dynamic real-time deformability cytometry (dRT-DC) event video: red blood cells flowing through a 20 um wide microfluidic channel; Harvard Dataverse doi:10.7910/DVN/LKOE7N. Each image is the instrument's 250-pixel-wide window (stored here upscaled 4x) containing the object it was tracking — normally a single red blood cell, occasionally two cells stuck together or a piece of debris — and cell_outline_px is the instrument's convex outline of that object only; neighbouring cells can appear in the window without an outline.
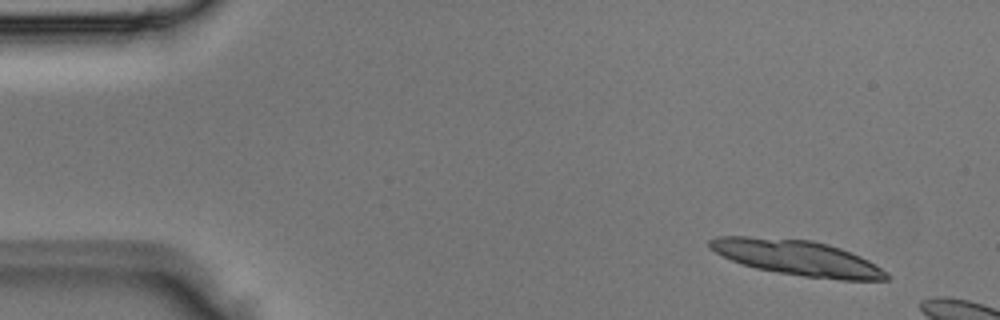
{"species": "Egyptian fruit bat (a non-hibernating species)", "species_latin": "Rousettus aegyptiacus", "temperature_condition": "room temperature", "stored_images_in_passage": 3, "camera_frame_rate_fps": 3000, "um_per_image_px": 0.085, "animal": {"sex": "male"}, "frame": {"image": 1, "passage_image": 1, "time_ms": 0.0, "image_size_px": [1000, 320], "cell_outline_px": [[888, 280], [840, 280], [804, 276], [756, 268], [732, 260], [716, 252], [708, 244], [708, 240], [720, 236], [748, 236], [812, 240], [828, 244], [840, 248], [860, 256], [868, 260], [888, 272]], "centroid_in_image_um": [67.8, 21.9], "position_along_channel_um": 17.2, "area_um2": 35.95}}